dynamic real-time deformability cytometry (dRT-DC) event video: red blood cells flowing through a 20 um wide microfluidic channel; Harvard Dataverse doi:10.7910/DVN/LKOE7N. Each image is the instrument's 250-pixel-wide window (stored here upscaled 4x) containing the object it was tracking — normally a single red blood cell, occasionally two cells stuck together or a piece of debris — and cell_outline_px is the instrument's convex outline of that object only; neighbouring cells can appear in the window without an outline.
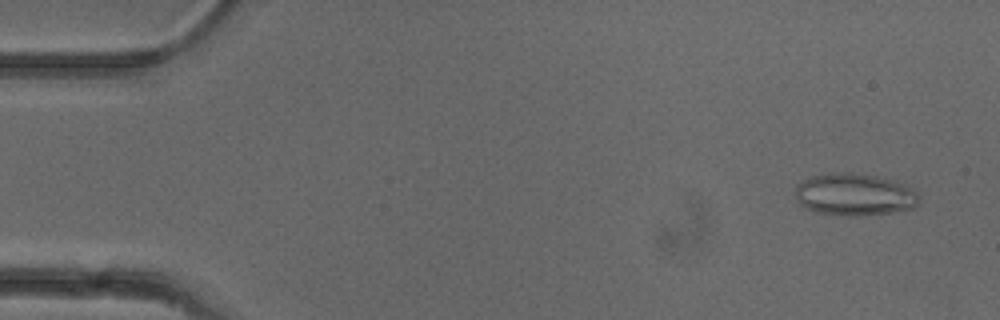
{"species": "common noctule bat (a hibernating species)", "species_latin": "Nyctalus noctula", "temperature_condition": "cold", "stored_images_in_passage": 52, "camera_frame_rate_fps": 3000, "um_per_image_px": 0.085, "animal": {"sex": "female"}, "frame": {"image": 1, "passage_image": 3, "time_ms": 0.667, "image_size_px": [1000, 320], "cell_outline_px": [[920, 204], [912, 208], [892, 212], [864, 216], [848, 216], [812, 212], [804, 208], [796, 200], [796, 184], [800, 180], [812, 176], [840, 172], [848, 172], [876, 176], [892, 180], [904, 184], [912, 188], [920, 196]], "centroid_in_image_um": [72.62, 16.55], "position_along_channel_um": 12.4, "area_um2": 30.87}}
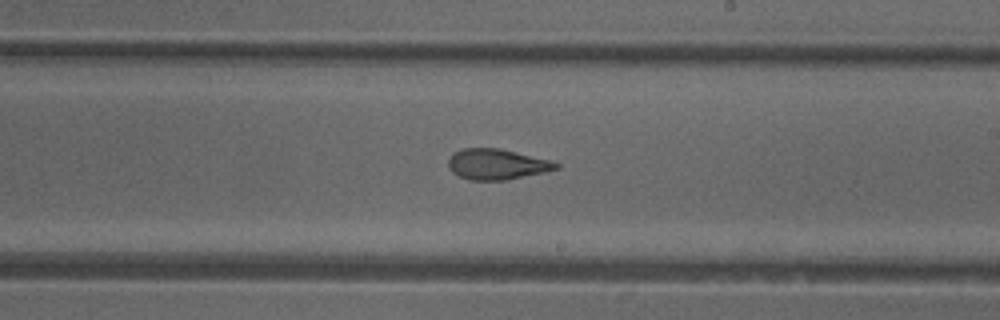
{"frame": {"image": 2, "passage_image": 30, "time_ms": 9.667, "image_size_px": [1000, 320], "cell_outline_px": [[560, 168], [544, 172], [508, 180], [468, 180], [452, 172], [448, 168], [448, 160], [456, 152], [464, 148], [496, 148], [548, 160], [560, 164]], "centroid_in_image_um": [42.21, 13.98], "position_along_channel_um": 246.8, "area_um2": 18.9}}
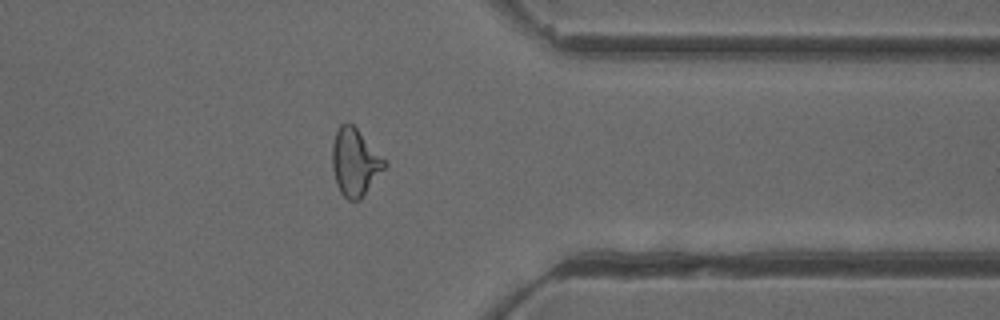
{"frame": {"image": 3, "passage_image": 41, "time_ms": 13.333, "image_size_px": [1000, 320], "cell_outline_px": [[388, 164], [360, 200], [348, 200], [340, 192], [336, 184], [332, 168], [332, 144], [336, 132], [340, 124], [352, 124], [388, 160]], "centroid_in_image_um": [30.19, 13.8], "position_along_channel_um": 381.2, "area_um2": 20.63}, "authors_computed_cell_mechanics": {"area_um2": 20.8947, "velocity_mm_per_s": 3.9555, "shape_relaxation_time_tau1_ms": null, "shape_relaxation_time_tau2_ms": 1.9563, "deformation_change_tau1": null, "deformation_change_tau2": 0.1053}}